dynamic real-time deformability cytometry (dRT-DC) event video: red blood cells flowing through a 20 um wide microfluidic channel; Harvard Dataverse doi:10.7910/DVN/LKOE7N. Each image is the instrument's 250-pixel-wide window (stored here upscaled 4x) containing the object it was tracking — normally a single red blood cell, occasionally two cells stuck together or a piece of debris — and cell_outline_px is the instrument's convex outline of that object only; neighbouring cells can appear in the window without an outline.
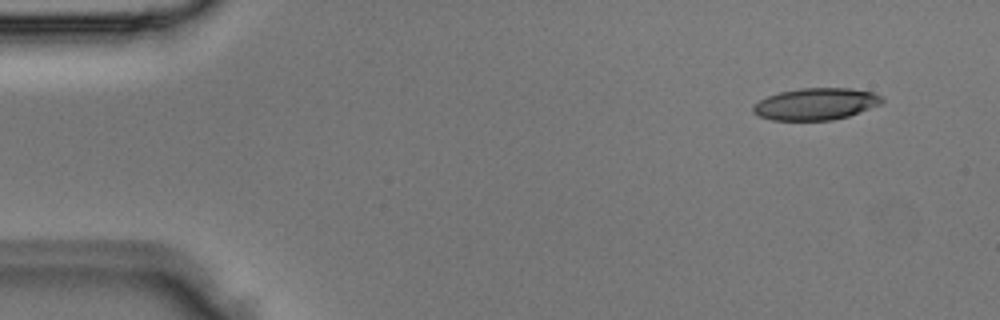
{"species": "Egyptian fruit bat (a non-hibernating species)", "species_latin": "Rousettus aegyptiacus", "temperature_condition": "room temperature", "stored_images_in_passage": 4, "segment_of_instrument_passage": [1, 2], "camera_frame_rate_fps": 3000, "um_per_image_px": 0.085, "animal": {"sex": "male"}, "frame": {"image": 1, "passage_image": 1, "time_ms": 0.0, "image_size_px": [1000, 320], "cell_outline_px": [[884, 100], [880, 104], [848, 116], [832, 120], [772, 120], [760, 116], [752, 112], [752, 104], [768, 96], [780, 92], [800, 88], [852, 88], [872, 92], [880, 96]], "centroid_in_image_um": [69.31, 8.83], "position_along_channel_um": 15.7, "area_um2": 23.81}}